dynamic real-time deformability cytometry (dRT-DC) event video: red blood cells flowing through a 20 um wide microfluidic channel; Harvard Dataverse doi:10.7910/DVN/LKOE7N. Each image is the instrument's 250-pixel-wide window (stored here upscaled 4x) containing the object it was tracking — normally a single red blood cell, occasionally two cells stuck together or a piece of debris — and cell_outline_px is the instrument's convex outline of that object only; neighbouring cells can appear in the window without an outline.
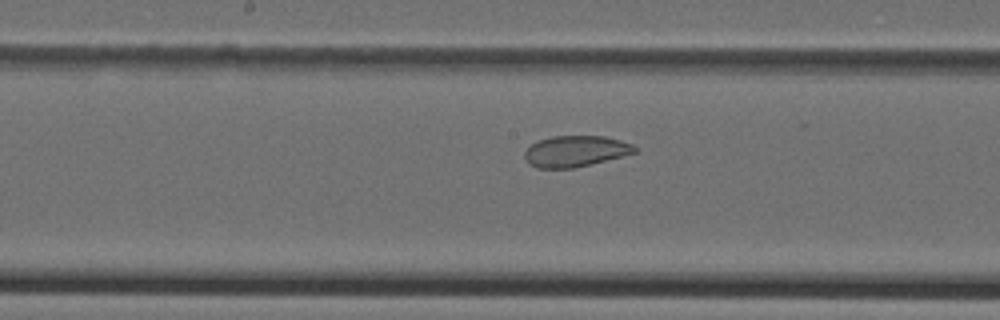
{"species": "Egyptian fruit bat (a non-hibernating species)", "species_latin": "Rousettus aegyptiacus", "temperature_condition": "cold", "stored_images_in_passage": 13, "camera_frame_rate_fps": 3000, "um_per_image_px": 0.085, "animal": {"sex": "female"}, "frame": {"image": 1, "passage_image": 11, "time_ms": 3.333, "image_size_px": [1000, 320], "cell_outline_px": [[636, 152], [592, 164], [572, 168], [536, 168], [528, 164], [524, 156], [524, 152], [532, 144], [540, 140], [552, 136], [604, 136], [632, 144], [636, 148]], "centroid_in_image_um": [48.88, 12.86], "position_along_channel_um": 199.3, "area_um2": 19.77}}